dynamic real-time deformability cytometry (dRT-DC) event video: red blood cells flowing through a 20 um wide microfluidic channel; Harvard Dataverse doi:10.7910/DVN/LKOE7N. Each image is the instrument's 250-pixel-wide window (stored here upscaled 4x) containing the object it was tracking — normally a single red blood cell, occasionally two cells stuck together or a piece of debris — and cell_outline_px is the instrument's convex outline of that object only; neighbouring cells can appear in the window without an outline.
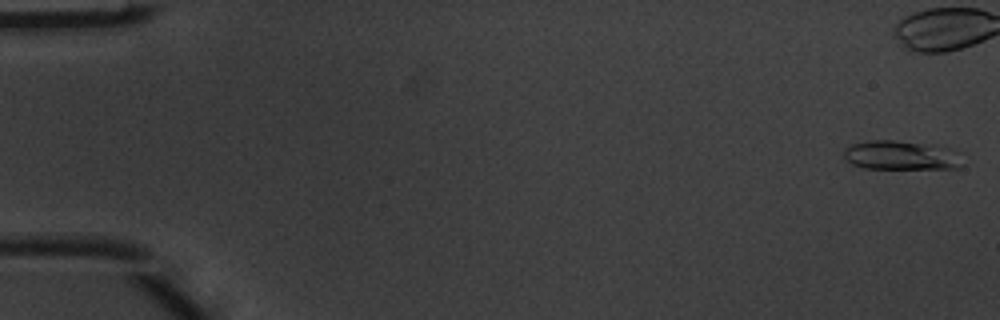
{"species": "common noctule bat (a hibernating species)", "species_latin": "Nyctalus noctula", "temperature_condition": "warm", "stored_images_in_passage": 7, "camera_frame_rate_fps": 3000, "um_per_image_px": 0.085, "animal": {"sex": "male", "body_mass_g": 20.1, "forearm_length_mm": 53.5}, "frame": {"image": 1, "passage_image": 1, "time_ms": 0.0, "image_size_px": [1000, 320], "cell_outline_px": [[964, 164], [960, 168], [864, 168], [852, 164], [844, 160], [844, 152], [852, 144], [872, 140], [892, 140], [936, 144], [960, 152]], "centroid_in_image_um": [76.67, 13.2], "position_along_channel_um": 8.3, "area_um2": 20.4}}